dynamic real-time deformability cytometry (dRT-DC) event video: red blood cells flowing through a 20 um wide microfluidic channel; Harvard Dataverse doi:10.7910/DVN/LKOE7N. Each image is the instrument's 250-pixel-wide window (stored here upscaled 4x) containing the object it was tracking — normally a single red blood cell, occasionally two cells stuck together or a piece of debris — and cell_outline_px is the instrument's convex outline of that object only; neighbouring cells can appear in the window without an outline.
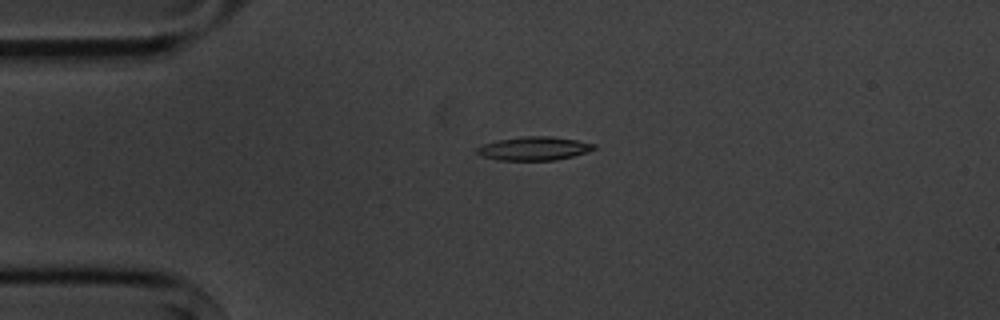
{"species": "common noctule bat (a hibernating species)", "species_latin": "Nyctalus noctula", "temperature_condition": "cold", "stored_images_in_passage": 6, "camera_frame_rate_fps": 3000, "um_per_image_px": 0.085, "animal": {"sex": "male", "body_mass_g": 20.1, "forearm_length_mm": 53.5}, "frame": {"image": 1, "passage_image": 4, "time_ms": 3.333, "image_size_px": [1000, 320], "cell_outline_px": [[596, 148], [588, 152], [556, 160], [500, 160], [480, 156], [476, 152], [476, 148], [484, 144], [500, 140], [524, 136], [552, 136], [576, 140], [596, 144]], "centroid_in_image_um": [45.41, 12.62], "position_along_channel_um": 39.6, "area_um2": 16.01}}
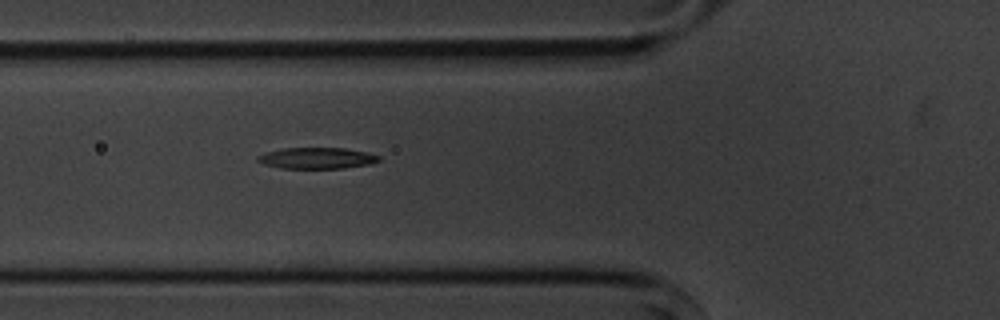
{"frame": {"image": 2, "passage_image": 6, "time_ms": 5.667, "image_size_px": [1000, 320], "cell_outline_px": [[380, 160], [372, 164], [344, 168], [280, 168], [264, 164], [256, 160], [256, 156], [264, 152], [284, 148], [344, 148], [364, 152], [380, 156]], "centroid_in_image_um": [26.9, 13.44], "position_along_channel_um": 98.9, "area_um2": 14.97}}